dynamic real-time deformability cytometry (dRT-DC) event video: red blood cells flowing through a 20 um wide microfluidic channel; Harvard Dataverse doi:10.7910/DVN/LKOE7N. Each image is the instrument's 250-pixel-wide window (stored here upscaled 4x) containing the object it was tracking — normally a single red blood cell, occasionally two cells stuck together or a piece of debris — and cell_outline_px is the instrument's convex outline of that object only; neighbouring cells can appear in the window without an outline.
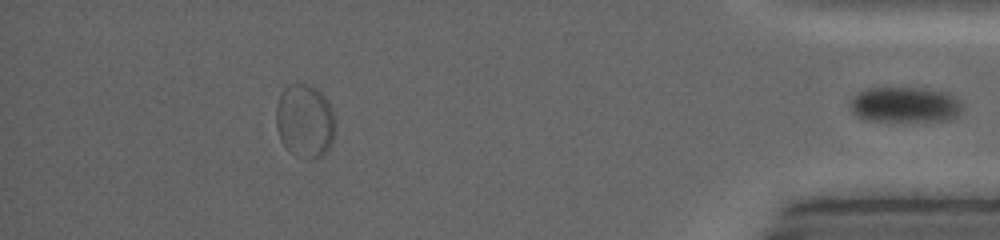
{"species": "common noctule bat (a hibernating species)", "species_latin": "Nyctalus noctula", "temperature_condition": "warm", "stored_images_in_passage": 38, "segment_of_instrument_passage": [2, 2], "camera_frame_rate_fps": 5000, "um_per_image_px": 0.085, "animal": {"sex": "female", "body_mass_g": 19.0, "forearm_length_mm": 53.3}, "frame": {"image": 1, "passage_image": 38, "time_ms": 12.6, "image_size_px": [1000, 240], "cell_outline_px": [[960, 112], [956, 116], [948, 120], [868, 120], [856, 116], [852, 112], [848, 104], [860, 92], [868, 88], [928, 88], [948, 92], [956, 96], [960, 100]], "centroid_in_image_um": [76.94, 8.88], "position_along_channel_um": 358.3, "area_um2": 23.0}}